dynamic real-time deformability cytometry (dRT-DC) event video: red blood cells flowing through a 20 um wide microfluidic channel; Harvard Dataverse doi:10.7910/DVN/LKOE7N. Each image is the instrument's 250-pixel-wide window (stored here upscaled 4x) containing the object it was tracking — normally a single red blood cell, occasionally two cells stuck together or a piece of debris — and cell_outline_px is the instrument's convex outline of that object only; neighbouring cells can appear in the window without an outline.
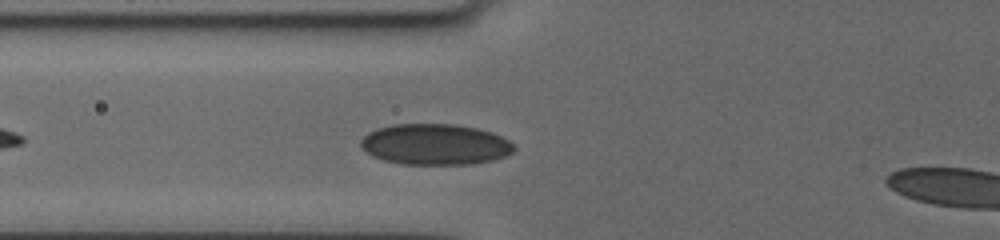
{"species": "human", "species_latin": "Homo sapiens", "temperature_condition": "cold", "stored_images_in_passage": 11, "camera_frame_rate_fps": 3000, "um_per_image_px": 0.085, "donor": {"sex": "female"}, "frame": {"image": 1, "passage_image": 3, "time_ms": 1.333, "image_size_px": [1000, 240], "cell_outline_px": [[516, 148], [512, 152], [504, 156], [492, 160], [472, 164], [400, 164], [384, 160], [372, 156], [360, 144], [360, 140], [368, 132], [392, 124], [452, 124], [476, 128], [492, 132], [508, 140]], "centroid_in_image_um": [36.98, 12.27], "position_along_channel_um": 88.8, "area_um2": 36.36}}
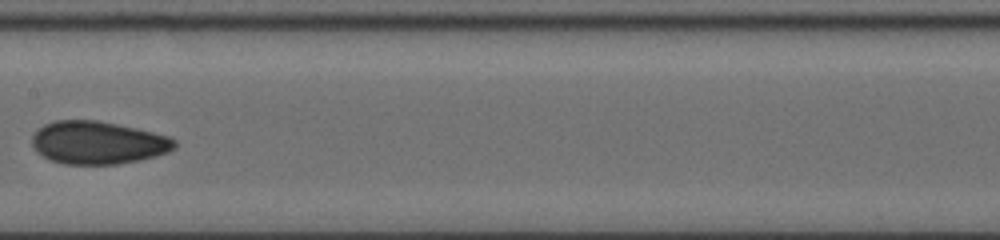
{"frame": {"image": 2, "passage_image": 8, "time_ms": 4.333, "image_size_px": [1000, 240], "cell_outline_px": [[176, 148], [168, 152], [156, 156], [140, 160], [116, 164], [64, 164], [52, 160], [36, 152], [32, 144], [32, 136], [44, 124], [52, 120], [96, 120], [136, 128], [168, 136], [176, 140]], "centroid_in_image_um": [8.33, 12.12], "position_along_channel_um": 199.1, "area_um2": 35.55}}
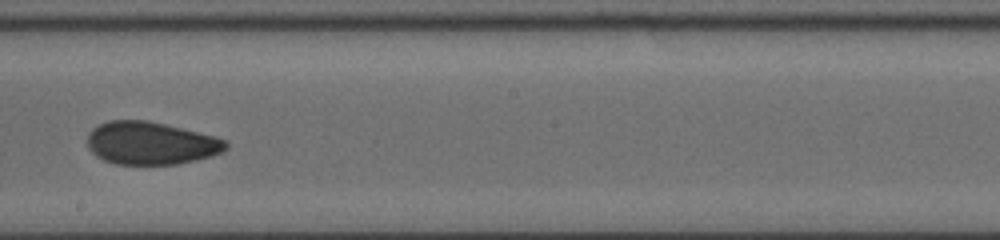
{"frame": {"image": 3, "passage_image": 10, "time_ms": 5.333, "image_size_px": [1000, 240], "cell_outline_px": [[228, 148], [212, 156], [196, 160], [176, 164], [116, 164], [104, 160], [96, 156], [88, 148], [88, 132], [92, 128], [108, 120], [144, 120], [164, 124], [228, 140]], "centroid_in_image_um": [12.8, 12.17], "position_along_channel_um": 235.4, "area_um2": 34.33}}